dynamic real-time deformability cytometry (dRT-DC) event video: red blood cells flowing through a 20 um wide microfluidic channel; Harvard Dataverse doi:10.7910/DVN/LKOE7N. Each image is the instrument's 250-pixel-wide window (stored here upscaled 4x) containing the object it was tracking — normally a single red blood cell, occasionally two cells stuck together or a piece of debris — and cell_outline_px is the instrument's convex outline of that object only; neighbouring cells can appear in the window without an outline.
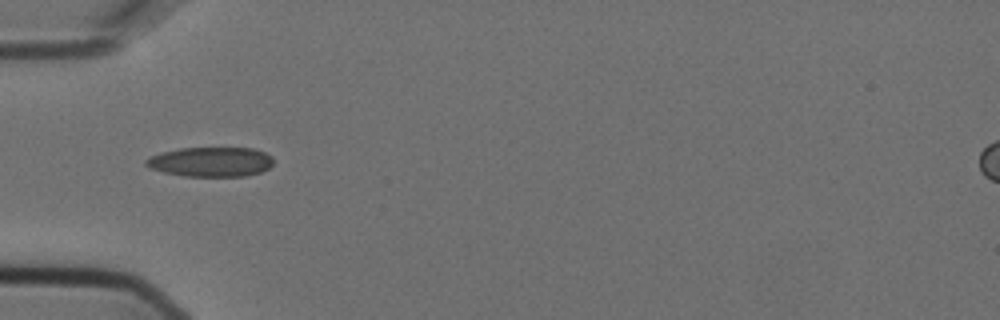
{"species": "Egyptian fruit bat (a non-hibernating species)", "species_latin": "Rousettus aegyptiacus", "temperature_condition": "cold", "stored_images_in_passage": 9, "camera_frame_rate_fps": 3000, "um_per_image_px": 0.085, "animal": {"sex": "female"}, "frame": {"image": 1, "passage_image": 6, "time_ms": 1.667, "image_size_px": [1000, 320], "cell_outline_px": [[272, 164], [268, 168], [260, 172], [244, 176], [184, 176], [164, 172], [148, 168], [144, 164], [144, 160], [148, 156], [160, 152], [180, 148], [252, 148], [264, 152], [272, 156]], "centroid_in_image_um": [17.85, 13.75], "position_along_channel_um": 67.1, "area_um2": 22.14}}
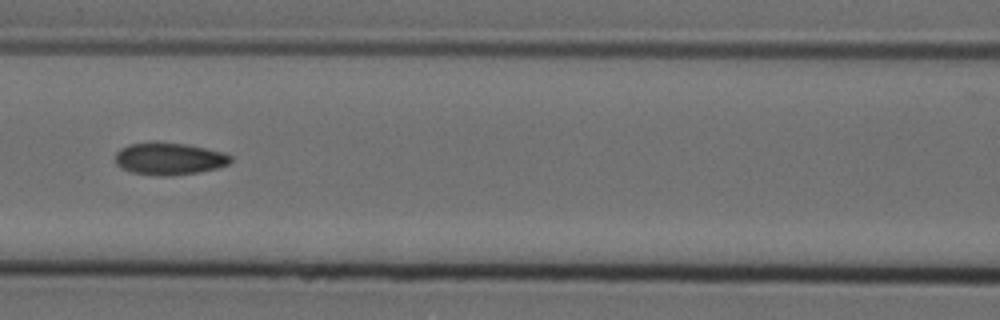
{"frame": {"image": 2, "passage_image": 8, "time_ms": 2.333, "image_size_px": [1000, 320], "cell_outline_px": [[232, 160], [228, 164], [216, 168], [196, 172], [172, 176], [156, 176], [132, 172], [120, 168], [116, 164], [116, 152], [120, 148], [128, 144], [184, 144], [224, 152], [232, 156]], "centroid_in_image_um": [14.38, 13.53], "position_along_channel_um": 152.2, "area_um2": 21.15}}
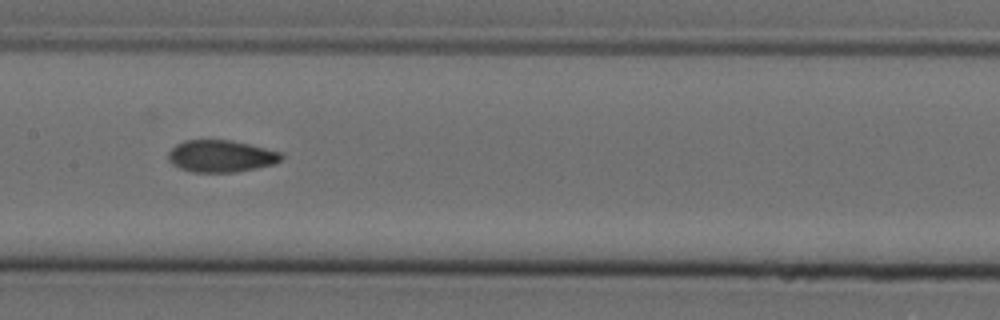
{"frame": {"image": 3, "passage_image": 9, "time_ms": 2.667, "image_size_px": [1000, 320], "cell_outline_px": [[284, 156], [276, 164], [232, 172], [192, 172], [180, 168], [172, 164], [168, 160], [168, 152], [176, 144], [184, 140], [232, 140], [284, 152]], "centroid_in_image_um": [18.8, 13.26], "position_along_channel_um": 188.6, "area_um2": 21.21}}